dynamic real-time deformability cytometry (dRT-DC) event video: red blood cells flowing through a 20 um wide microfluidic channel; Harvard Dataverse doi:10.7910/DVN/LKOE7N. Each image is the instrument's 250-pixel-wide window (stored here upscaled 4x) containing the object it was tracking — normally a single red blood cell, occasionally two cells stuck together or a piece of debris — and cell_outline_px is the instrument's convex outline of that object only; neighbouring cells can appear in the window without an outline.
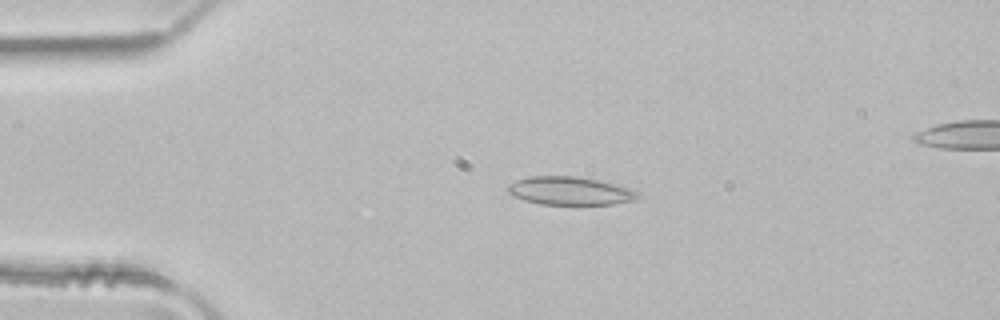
{"species": "common noctule bat (a hibernating species)", "species_latin": "Nyctalus noctula", "temperature_condition": "room temperature", "stored_images_in_passage": 4, "camera_frame_rate_fps": 3000, "um_per_image_px": 0.085, "animal": {"sex": "male", "body_mass_g": 21.5, "forearm_length_mm": 52.0}, "frame": {"image": 1, "passage_image": 3, "time_ms": 0.667, "image_size_px": [1000, 320], "cell_outline_px": [[644, 196], [636, 200], [612, 204], [540, 204], [524, 200], [512, 196], [508, 192], [508, 184], [516, 180], [528, 176], [576, 176], [600, 180], [628, 188], [640, 192]], "centroid_in_image_um": [48.47, 16.22], "position_along_channel_um": 36.5, "area_um2": 21.56}}